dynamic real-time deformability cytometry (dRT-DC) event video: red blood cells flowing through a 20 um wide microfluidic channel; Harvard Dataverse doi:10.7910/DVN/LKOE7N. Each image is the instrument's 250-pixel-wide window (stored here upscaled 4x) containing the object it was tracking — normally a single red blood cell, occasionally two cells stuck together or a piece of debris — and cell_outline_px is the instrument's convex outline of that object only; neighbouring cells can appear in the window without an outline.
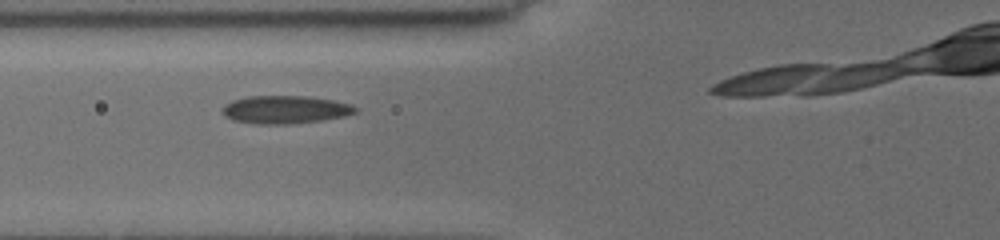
{"species": "common noctule bat (a hibernating species)", "species_latin": "Nyctalus noctula", "temperature_condition": "cold", "stored_images_in_passage": 4, "camera_frame_rate_fps": 3000, "um_per_image_px": 0.085, "animal": {"sex": "female", "body_mass_g": 19.5, "forearm_length_mm": 54.1}, "frame": {"image": 1, "passage_image": 2, "time_ms": 1.0, "image_size_px": [1000, 240], "cell_outline_px": [[360, 108], [356, 112], [344, 116], [320, 120], [288, 124], [256, 124], [232, 120], [224, 116], [220, 112], [220, 108], [224, 104], [232, 100], [248, 96], [308, 96], [332, 100], [352, 104]], "centroid_in_image_um": [24.19, 9.31], "position_along_channel_um": 101.6, "area_um2": 21.91}}
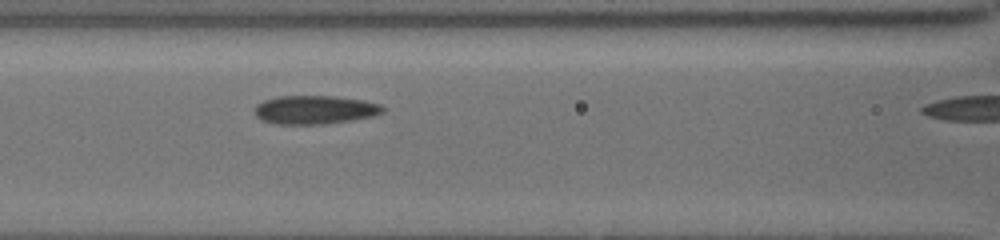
{"frame": {"image": 2, "passage_image": 3, "time_ms": 2.0, "image_size_px": [1000, 240], "cell_outline_px": [[384, 112], [376, 116], [352, 120], [324, 124], [276, 124], [260, 120], [256, 116], [256, 104], [264, 100], [276, 96], [336, 96], [364, 100], [380, 104], [384, 108]], "centroid_in_image_um": [26.78, 9.33], "position_along_channel_um": 139.8, "area_um2": 21.56}}